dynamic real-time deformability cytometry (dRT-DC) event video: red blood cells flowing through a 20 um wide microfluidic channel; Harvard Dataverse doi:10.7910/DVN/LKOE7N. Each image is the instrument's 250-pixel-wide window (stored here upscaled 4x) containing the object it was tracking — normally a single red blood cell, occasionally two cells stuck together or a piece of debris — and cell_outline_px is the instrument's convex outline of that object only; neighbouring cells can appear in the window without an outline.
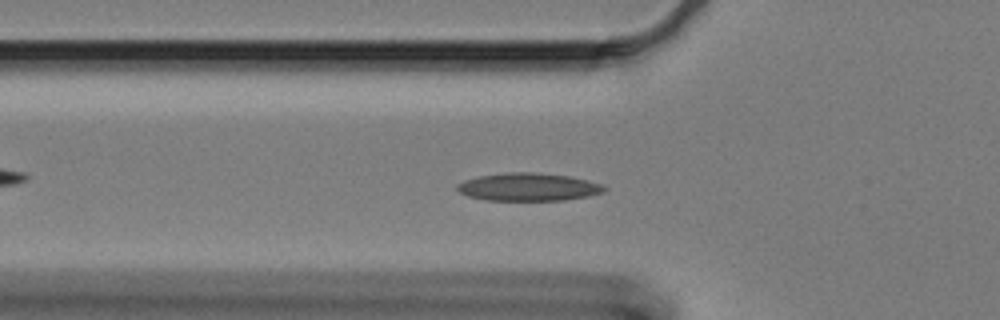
{"species": "Egyptian fruit bat (a non-hibernating species)", "species_latin": "Rousettus aegyptiacus", "temperature_condition": "cold", "stored_images_in_passage": 60, "camera_frame_rate_fps": 3000, "um_per_image_px": 0.085, "animal": {"sex": "female"}, "frame": {"image": 1, "passage_image": 19, "time_ms": 6.0, "image_size_px": [1000, 320], "cell_outline_px": [[608, 188], [604, 192], [588, 196], [564, 200], [488, 200], [468, 196], [460, 192], [456, 188], [456, 184], [464, 180], [480, 176], [508, 172], [536, 172], [568, 176], [600, 184]], "centroid_in_image_um": [44.89, 15.89], "position_along_channel_um": 80.9, "area_um2": 23.7}}
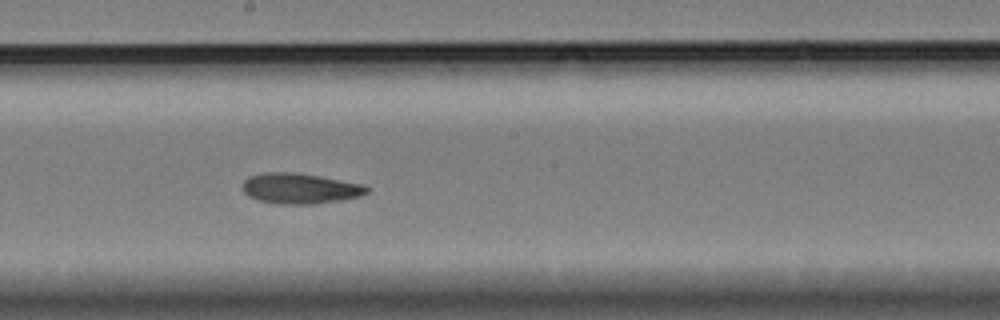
{"frame": {"image": 2, "passage_image": 32, "time_ms": 10.333, "image_size_px": [1000, 320], "cell_outline_px": [[368, 192], [360, 196], [340, 200], [312, 204], [280, 204], [256, 200], [248, 196], [244, 192], [244, 180], [248, 176], [264, 172], [292, 172], [320, 176], [364, 184], [368, 188]], "centroid_in_image_um": [25.48, 16.01], "position_along_channel_um": 222.7, "area_um2": 22.08}}
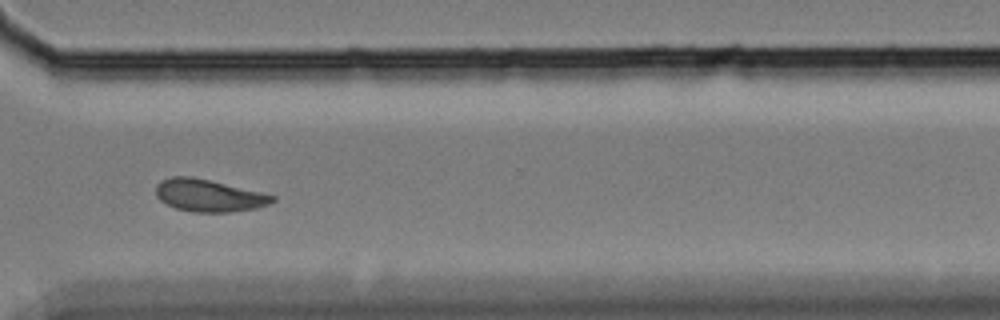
{"frame": {"image": 3, "passage_image": 44, "time_ms": 14.333, "image_size_px": [1000, 320], "cell_outline_px": [[276, 200], [268, 204], [256, 208], [228, 212], [192, 212], [176, 208], [160, 200], [156, 196], [156, 184], [160, 180], [172, 176], [192, 176], [260, 192], [276, 196]], "centroid_in_image_um": [17.71, 16.61], "position_along_channel_um": 352.9, "area_um2": 21.79}, "authors_computed_cell_mechanics": {"area_um2": 21.9062, "velocity_mm_per_s": 3.2529, "shape_relaxation_time_tau1_ms": null, "shape_relaxation_time_tau2_ms": 3.6441, "deformation_change_tau1": null, "deformation_change_tau2": 0.074}}